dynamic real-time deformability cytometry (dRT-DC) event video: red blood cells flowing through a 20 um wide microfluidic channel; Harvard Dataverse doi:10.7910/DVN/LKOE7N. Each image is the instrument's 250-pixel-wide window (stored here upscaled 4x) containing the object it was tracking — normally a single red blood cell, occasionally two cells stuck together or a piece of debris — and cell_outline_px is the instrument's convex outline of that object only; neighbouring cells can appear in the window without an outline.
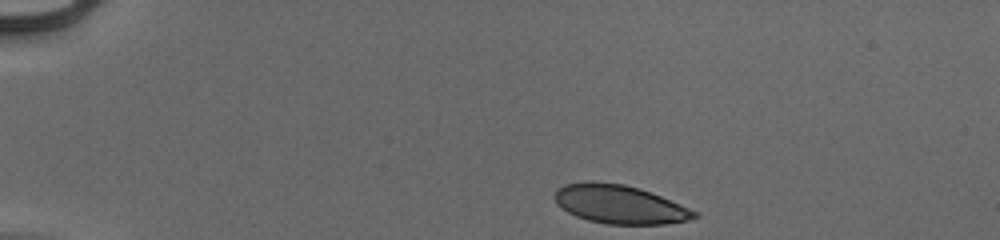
{"species": "human", "species_latin": "Homo sapiens", "temperature_condition": "cold", "stored_images_in_passage": 37, "camera_frame_rate_fps": 3000, "um_per_image_px": 0.085, "donor": {"sex": "male"}, "frame": {"image": 1, "passage_image": 1, "time_ms": 0.0, "image_size_px": [1000, 240], "cell_outline_px": [[700, 216], [688, 220], [664, 224], [608, 224], [588, 220], [576, 216], [568, 212], [556, 204], [552, 196], [556, 188], [564, 184], [592, 180], [624, 184], [640, 188], [700, 212]], "centroid_in_image_um": [52.64, 17.35], "position_along_channel_um": 32.4, "area_um2": 31.79}}
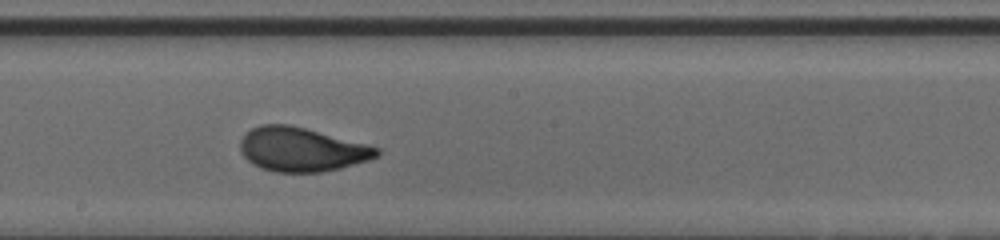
{"frame": {"image": 2, "passage_image": 22, "time_ms": 7.0, "image_size_px": [1000, 240], "cell_outline_px": [[380, 156], [368, 160], [340, 168], [320, 172], [276, 172], [260, 168], [252, 164], [240, 152], [240, 140], [252, 128], [260, 124], [288, 124], [368, 144], [380, 148]], "centroid_in_image_um": [25.64, 12.71], "position_along_channel_um": 222.6, "area_um2": 34.97}}
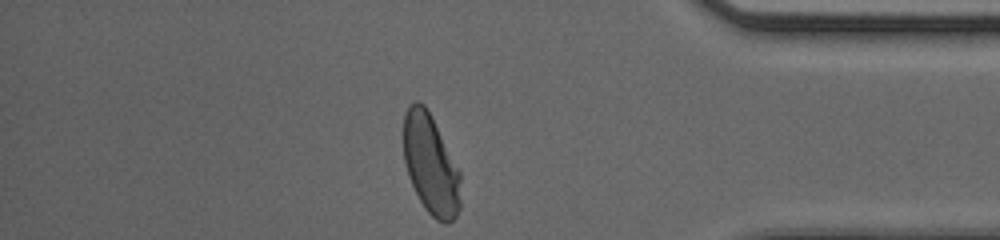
{"frame": {"image": 3, "passage_image": 37, "time_ms": 12.0, "image_size_px": [1000, 240], "cell_outline_px": [[460, 208], [456, 216], [448, 224], [444, 224], [436, 220], [424, 208], [408, 176], [404, 164], [404, 116], [408, 108], [416, 100], [420, 100], [424, 104], [460, 172]], "centroid_in_image_um": [36.6, 14.04], "position_along_channel_um": 398.6, "area_um2": 32.83}, "authors_computed_cell_mechanics": {"area_um2": 34.3332, "velocity_mm_per_s": 3.9415, "shape_relaxation_time_tau1_ms": 3.0312, "shape_relaxation_time_tau2_ms": null, "deformation_change_tau1": 0.1555, "deformation_change_tau2": null}}